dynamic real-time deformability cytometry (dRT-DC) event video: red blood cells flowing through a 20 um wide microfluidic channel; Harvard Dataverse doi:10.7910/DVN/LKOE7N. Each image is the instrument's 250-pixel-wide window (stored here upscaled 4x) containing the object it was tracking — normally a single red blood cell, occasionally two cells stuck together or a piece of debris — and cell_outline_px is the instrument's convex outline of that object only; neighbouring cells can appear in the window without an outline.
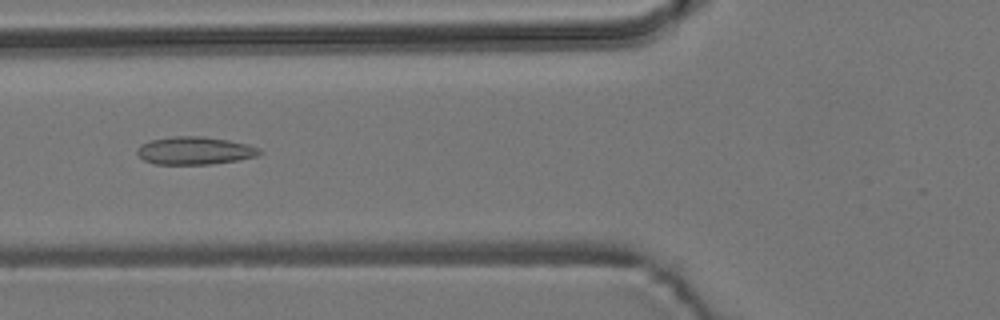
{"species": "common noctule bat (a hibernating species)", "species_latin": "Nyctalus noctula", "temperature_condition": "room temperature", "stored_images_in_passage": 7, "camera_frame_rate_fps": 3000, "um_per_image_px": 0.085, "animal": {"sex": "male", "body_mass_g": 19.2, "forearm_length_mm": 51.8}, "frame": {"image": 1, "passage_image": 4, "time_ms": 4.667, "image_size_px": [1000, 320], "cell_outline_px": [[264, 152], [256, 156], [236, 160], [208, 164], [156, 164], [144, 160], [136, 152], [136, 148], [140, 144], [148, 140], [172, 136], [204, 136], [228, 140], [248, 144], [260, 148]], "centroid_in_image_um": [16.53, 12.79], "position_along_channel_um": 109.3, "area_um2": 19.94}}
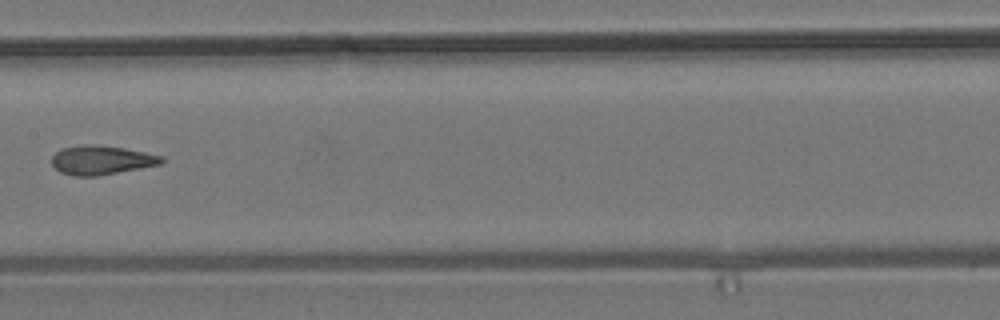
{"frame": {"image": 2, "passage_image": 6, "time_ms": 7.0, "image_size_px": [1000, 320], "cell_outline_px": [[164, 160], [160, 164], [140, 168], [96, 176], [72, 176], [60, 172], [52, 164], [52, 156], [60, 148], [84, 144], [92, 144], [124, 148], [164, 156]], "centroid_in_image_um": [8.59, 13.6], "position_along_channel_um": 198.8, "area_um2": 18.55}}
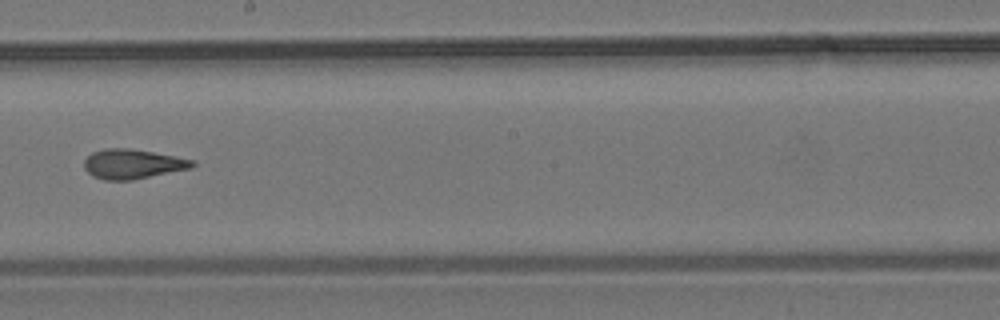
{"frame": {"image": 3, "passage_image": 7, "time_ms": 8.0, "image_size_px": [1000, 320], "cell_outline_px": [[196, 164], [192, 168], [132, 180], [104, 180], [92, 176], [84, 168], [84, 160], [92, 152], [104, 148], [128, 148], [176, 156], [196, 160]], "centroid_in_image_um": [11.28, 13.94], "position_along_channel_um": 236.9, "area_um2": 18.79}}